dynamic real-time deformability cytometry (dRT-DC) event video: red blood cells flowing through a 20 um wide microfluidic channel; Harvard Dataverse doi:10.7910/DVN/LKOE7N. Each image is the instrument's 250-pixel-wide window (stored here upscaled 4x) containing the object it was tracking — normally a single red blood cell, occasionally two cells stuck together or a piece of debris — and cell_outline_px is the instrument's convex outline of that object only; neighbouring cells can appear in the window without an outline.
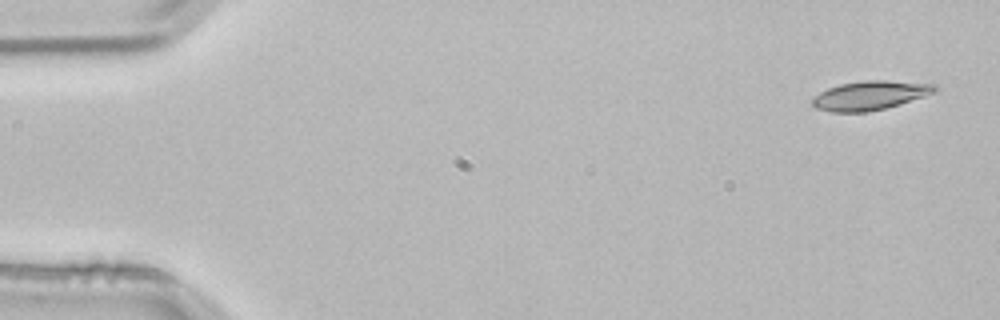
{"species": "common noctule bat (a hibernating species)", "species_latin": "Nyctalus noctula", "temperature_condition": "room temperature", "stored_images_in_passage": 3, "camera_frame_rate_fps": 3000, "um_per_image_px": 0.085, "animal": {"sex": "male", "body_mass_g": 21.5, "forearm_length_mm": 52.0}, "frame": {"image": 1, "passage_image": 1, "time_ms": 0.0, "image_size_px": [1000, 320], "cell_outline_px": [[940, 88], [936, 92], [900, 104], [868, 112], [832, 112], [816, 108], [812, 104], [812, 100], [820, 92], [828, 88], [840, 84], [864, 80], [884, 80], [936, 84]], "centroid_in_image_um": [73.99, 8.1], "position_along_channel_um": 11.0, "area_um2": 20.69}}